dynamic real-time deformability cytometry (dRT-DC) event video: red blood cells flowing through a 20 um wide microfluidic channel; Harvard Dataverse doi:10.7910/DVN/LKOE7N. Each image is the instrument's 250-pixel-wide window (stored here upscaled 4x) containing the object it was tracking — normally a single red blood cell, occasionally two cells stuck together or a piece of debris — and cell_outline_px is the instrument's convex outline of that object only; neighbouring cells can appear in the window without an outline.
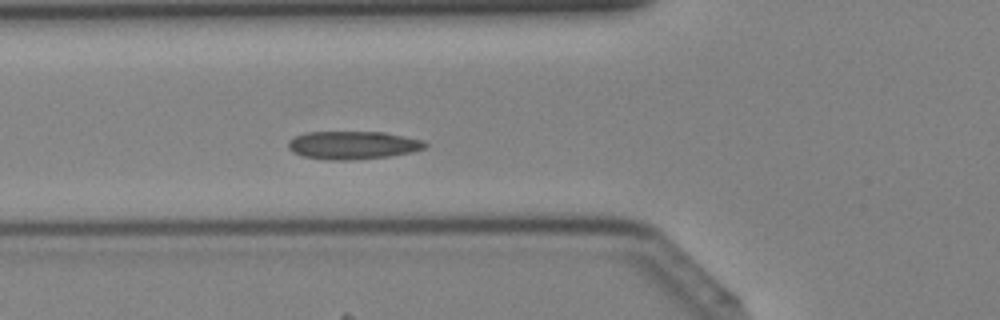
{"species": "Egyptian fruit bat (a non-hibernating species)", "species_latin": "Rousettus aegyptiacus", "temperature_condition": "cold", "stored_images_in_passage": 42, "camera_frame_rate_fps": 3000, "um_per_image_px": 0.085, "animal": {"sex": "female"}, "frame": {"image": 1, "passage_image": 15, "time_ms": 4.667, "image_size_px": [1000, 320], "cell_outline_px": [[428, 144], [424, 148], [412, 152], [388, 156], [352, 160], [324, 160], [304, 156], [292, 152], [288, 148], [288, 140], [304, 132], [384, 132], [424, 140]], "centroid_in_image_um": [29.98, 12.34], "position_along_channel_um": 95.8, "area_um2": 22.48}}
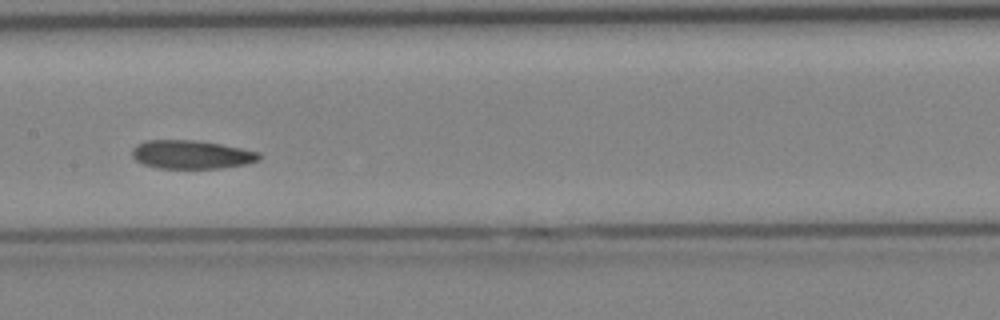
{"frame": {"image": 2, "passage_image": 21, "time_ms": 6.667, "image_size_px": [1000, 320], "cell_outline_px": [[260, 160], [248, 164], [220, 168], [156, 168], [144, 164], [136, 160], [132, 156], [132, 148], [136, 144], [144, 140], [192, 140], [220, 144], [260, 152]], "centroid_in_image_um": [16.26, 13.14], "position_along_channel_um": 191.1, "area_um2": 21.15}}
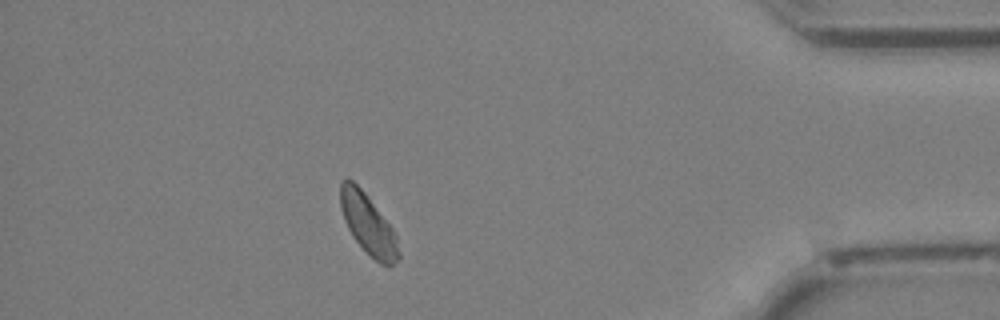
{"frame": {"image": 3, "passage_image": 37, "time_ms": 12.0, "image_size_px": [1000, 320], "cell_outline_px": [[400, 260], [388, 268], [380, 264], [352, 236], [344, 220], [340, 208], [340, 184], [344, 180], [352, 180], [364, 192], [392, 228], [396, 236], [400, 252]], "centroid_in_image_um": [31.31, 19.11], "position_along_channel_um": 403.9, "area_um2": 20.17}}